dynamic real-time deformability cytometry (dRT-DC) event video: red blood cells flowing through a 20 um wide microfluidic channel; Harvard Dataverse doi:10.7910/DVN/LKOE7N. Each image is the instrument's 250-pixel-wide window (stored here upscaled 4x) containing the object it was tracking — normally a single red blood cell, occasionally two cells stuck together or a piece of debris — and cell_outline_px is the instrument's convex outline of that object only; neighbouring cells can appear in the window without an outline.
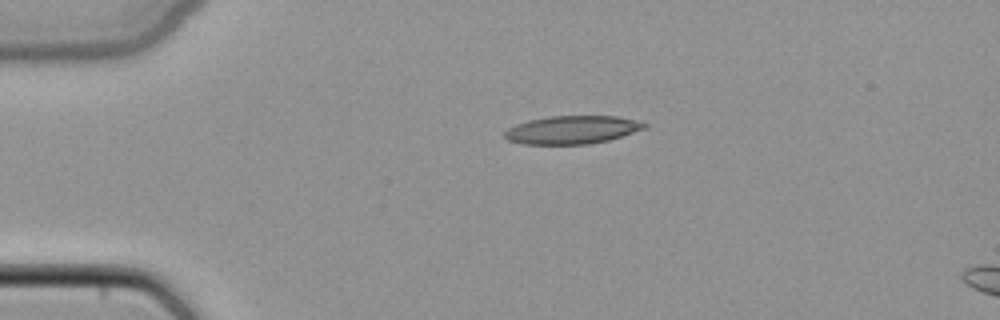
{"species": "common noctule bat (a hibernating species)", "species_latin": "Nyctalus noctula", "temperature_condition": "cold", "stored_images_in_passage": 5, "camera_frame_rate_fps": 3000, "um_per_image_px": 0.085, "animal": {"sex": "female", "body_mass_g": 22.7, "forearm_length_mm": 54.2}, "frame": {"image": 1, "passage_image": 1, "time_ms": 0.0, "image_size_px": [1000, 320], "cell_outline_px": [[648, 128], [608, 140], [588, 144], [524, 144], [508, 140], [504, 136], [504, 132], [508, 128], [516, 124], [528, 120], [548, 116], [616, 116], [648, 124]], "centroid_in_image_um": [48.61, 11.03], "position_along_channel_um": 36.4, "area_um2": 22.83}}